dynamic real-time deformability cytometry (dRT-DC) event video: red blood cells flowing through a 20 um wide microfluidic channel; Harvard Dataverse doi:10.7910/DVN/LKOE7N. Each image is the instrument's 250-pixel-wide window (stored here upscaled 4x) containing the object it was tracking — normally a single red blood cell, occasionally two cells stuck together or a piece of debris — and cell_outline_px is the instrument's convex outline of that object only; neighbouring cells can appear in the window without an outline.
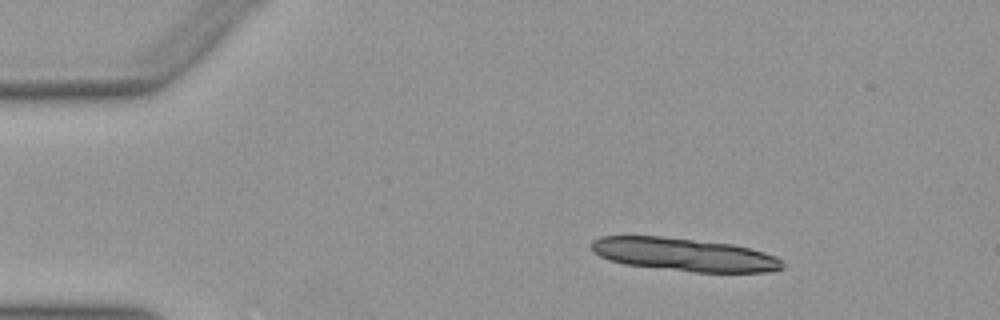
{"species": "Egyptian fruit bat (a non-hibernating species)", "species_latin": "Rousettus aegyptiacus", "temperature_condition": "warm", "stored_images_in_passage": 15, "camera_frame_rate_fps": 3000, "um_per_image_px": 0.085, "animal": {"sex": "female"}, "frame": {"image": 1, "passage_image": 7, "time_ms": 2.0, "image_size_px": [1000, 320], "cell_outline_px": [[784, 268], [772, 272], [692, 272], [624, 264], [608, 260], [600, 256], [592, 248], [592, 240], [600, 236], [660, 236], [732, 244], [764, 252], [776, 256], [784, 264]], "centroid_in_image_um": [58.17, 21.64], "position_along_channel_um": 26.8, "area_um2": 36.76}}